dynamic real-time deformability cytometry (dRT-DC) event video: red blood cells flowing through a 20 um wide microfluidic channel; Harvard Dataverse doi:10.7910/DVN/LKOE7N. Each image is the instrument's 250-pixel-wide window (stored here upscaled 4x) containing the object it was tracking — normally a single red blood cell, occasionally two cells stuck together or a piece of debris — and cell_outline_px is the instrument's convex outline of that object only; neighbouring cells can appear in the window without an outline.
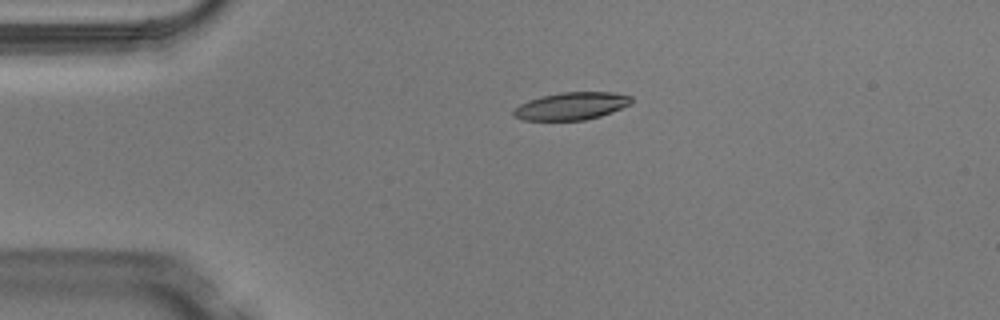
{"species": "Egyptian fruit bat (a non-hibernating species)", "species_latin": "Rousettus aegyptiacus", "temperature_condition": "warm", "stored_images_in_passage": 2, "camera_frame_rate_fps": 3000, "um_per_image_px": 0.085, "animal": {"sex": "male"}, "frame": {"image": 1, "passage_image": 1, "time_ms": 0.0, "image_size_px": [1000, 320], "cell_outline_px": [[632, 104], [612, 112], [600, 116], [584, 120], [524, 120], [512, 116], [512, 108], [528, 100], [540, 96], [560, 92], [612, 92], [632, 96]], "centroid_in_image_um": [48.55, 9.01], "position_along_channel_um": 36.5, "area_um2": 19.13}}